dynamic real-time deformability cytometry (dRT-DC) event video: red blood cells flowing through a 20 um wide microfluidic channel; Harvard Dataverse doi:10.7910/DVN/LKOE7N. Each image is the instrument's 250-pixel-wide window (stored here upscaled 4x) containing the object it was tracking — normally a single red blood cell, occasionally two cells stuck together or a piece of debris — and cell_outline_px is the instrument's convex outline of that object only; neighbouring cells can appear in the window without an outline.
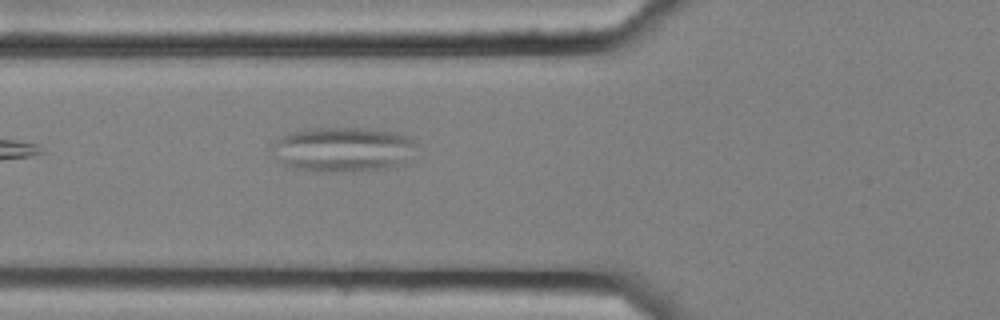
{"species": "common noctule bat (a hibernating species)", "species_latin": "Nyctalus noctula", "temperature_condition": "cold", "stored_images_in_passage": 4, "camera_frame_rate_fps": 3000, "um_per_image_px": 0.085, "animal": {"sex": "female", "body_mass_g": 25.1}, "frame": {"image": 1, "passage_image": 4, "time_ms": 1.0, "image_size_px": [1000, 320], "cell_outline_px": [[420, 144], [396, 164], [384, 168], [352, 172], [316, 172], [292, 168], [284, 164], [268, 148], [280, 136], [292, 132], [312, 128], [368, 128], [392, 132], [416, 140]], "centroid_in_image_um": [29.05, 12.7], "position_along_channel_um": 96.7, "area_um2": 37.51}}